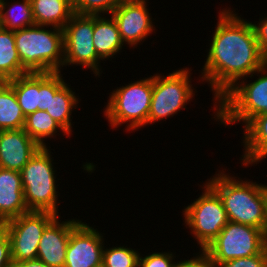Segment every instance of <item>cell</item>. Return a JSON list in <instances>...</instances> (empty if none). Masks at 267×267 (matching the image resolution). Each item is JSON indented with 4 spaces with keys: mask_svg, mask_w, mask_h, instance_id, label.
Instances as JSON below:
<instances>
[{
    "mask_svg": "<svg viewBox=\"0 0 267 267\" xmlns=\"http://www.w3.org/2000/svg\"><path fill=\"white\" fill-rule=\"evenodd\" d=\"M27 74L23 69L15 45L14 31L0 30V77L10 80Z\"/></svg>",
    "mask_w": 267,
    "mask_h": 267,
    "instance_id": "23",
    "label": "cell"
},
{
    "mask_svg": "<svg viewBox=\"0 0 267 267\" xmlns=\"http://www.w3.org/2000/svg\"><path fill=\"white\" fill-rule=\"evenodd\" d=\"M255 76L258 78L249 82L247 77L241 79L216 102L213 118L225 128L241 121L244 126L252 118L267 114V62L248 77Z\"/></svg>",
    "mask_w": 267,
    "mask_h": 267,
    "instance_id": "4",
    "label": "cell"
},
{
    "mask_svg": "<svg viewBox=\"0 0 267 267\" xmlns=\"http://www.w3.org/2000/svg\"><path fill=\"white\" fill-rule=\"evenodd\" d=\"M175 253L169 252H152L148 255H139L138 267H173L175 264ZM175 257V258H174Z\"/></svg>",
    "mask_w": 267,
    "mask_h": 267,
    "instance_id": "29",
    "label": "cell"
},
{
    "mask_svg": "<svg viewBox=\"0 0 267 267\" xmlns=\"http://www.w3.org/2000/svg\"><path fill=\"white\" fill-rule=\"evenodd\" d=\"M68 1L73 7H75L81 0H68Z\"/></svg>",
    "mask_w": 267,
    "mask_h": 267,
    "instance_id": "35",
    "label": "cell"
},
{
    "mask_svg": "<svg viewBox=\"0 0 267 267\" xmlns=\"http://www.w3.org/2000/svg\"><path fill=\"white\" fill-rule=\"evenodd\" d=\"M267 247V234L256 227L228 222L203 250L213 267L225 261L260 254Z\"/></svg>",
    "mask_w": 267,
    "mask_h": 267,
    "instance_id": "8",
    "label": "cell"
},
{
    "mask_svg": "<svg viewBox=\"0 0 267 267\" xmlns=\"http://www.w3.org/2000/svg\"><path fill=\"white\" fill-rule=\"evenodd\" d=\"M70 87L71 85L65 82L55 94H50L49 107L46 112L71 138L73 135L71 114L75 108H78L81 99Z\"/></svg>",
    "mask_w": 267,
    "mask_h": 267,
    "instance_id": "19",
    "label": "cell"
},
{
    "mask_svg": "<svg viewBox=\"0 0 267 267\" xmlns=\"http://www.w3.org/2000/svg\"><path fill=\"white\" fill-rule=\"evenodd\" d=\"M122 0H81L74 13L82 15H110Z\"/></svg>",
    "mask_w": 267,
    "mask_h": 267,
    "instance_id": "28",
    "label": "cell"
},
{
    "mask_svg": "<svg viewBox=\"0 0 267 267\" xmlns=\"http://www.w3.org/2000/svg\"><path fill=\"white\" fill-rule=\"evenodd\" d=\"M62 76L61 72L39 73L40 110H47L50 94H55L66 82Z\"/></svg>",
    "mask_w": 267,
    "mask_h": 267,
    "instance_id": "27",
    "label": "cell"
},
{
    "mask_svg": "<svg viewBox=\"0 0 267 267\" xmlns=\"http://www.w3.org/2000/svg\"><path fill=\"white\" fill-rule=\"evenodd\" d=\"M148 1H122L111 13L115 19L121 41L126 46L136 48L144 40L156 34L152 15L147 8Z\"/></svg>",
    "mask_w": 267,
    "mask_h": 267,
    "instance_id": "12",
    "label": "cell"
},
{
    "mask_svg": "<svg viewBox=\"0 0 267 267\" xmlns=\"http://www.w3.org/2000/svg\"><path fill=\"white\" fill-rule=\"evenodd\" d=\"M3 82H4V80L0 77V84L3 83Z\"/></svg>",
    "mask_w": 267,
    "mask_h": 267,
    "instance_id": "38",
    "label": "cell"
},
{
    "mask_svg": "<svg viewBox=\"0 0 267 267\" xmlns=\"http://www.w3.org/2000/svg\"><path fill=\"white\" fill-rule=\"evenodd\" d=\"M141 253L135 248L127 246L104 247L102 266L103 267H138L139 255Z\"/></svg>",
    "mask_w": 267,
    "mask_h": 267,
    "instance_id": "26",
    "label": "cell"
},
{
    "mask_svg": "<svg viewBox=\"0 0 267 267\" xmlns=\"http://www.w3.org/2000/svg\"><path fill=\"white\" fill-rule=\"evenodd\" d=\"M258 23H252L260 51L267 57V16H261Z\"/></svg>",
    "mask_w": 267,
    "mask_h": 267,
    "instance_id": "31",
    "label": "cell"
},
{
    "mask_svg": "<svg viewBox=\"0 0 267 267\" xmlns=\"http://www.w3.org/2000/svg\"><path fill=\"white\" fill-rule=\"evenodd\" d=\"M27 212L21 173L0 168V225Z\"/></svg>",
    "mask_w": 267,
    "mask_h": 267,
    "instance_id": "16",
    "label": "cell"
},
{
    "mask_svg": "<svg viewBox=\"0 0 267 267\" xmlns=\"http://www.w3.org/2000/svg\"><path fill=\"white\" fill-rule=\"evenodd\" d=\"M93 45L97 56L106 61L124 49L119 29L112 15H94Z\"/></svg>",
    "mask_w": 267,
    "mask_h": 267,
    "instance_id": "18",
    "label": "cell"
},
{
    "mask_svg": "<svg viewBox=\"0 0 267 267\" xmlns=\"http://www.w3.org/2000/svg\"><path fill=\"white\" fill-rule=\"evenodd\" d=\"M14 37L19 59L27 73L62 71L64 64L63 29L34 25L14 31Z\"/></svg>",
    "mask_w": 267,
    "mask_h": 267,
    "instance_id": "3",
    "label": "cell"
},
{
    "mask_svg": "<svg viewBox=\"0 0 267 267\" xmlns=\"http://www.w3.org/2000/svg\"><path fill=\"white\" fill-rule=\"evenodd\" d=\"M50 148V146L40 147L20 173L24 201L28 210L50 212L59 216L58 204L60 202H57L60 201L58 200L60 193L57 191L59 184H57L55 175L57 170L54 168V157L51 155Z\"/></svg>",
    "mask_w": 267,
    "mask_h": 267,
    "instance_id": "5",
    "label": "cell"
},
{
    "mask_svg": "<svg viewBox=\"0 0 267 267\" xmlns=\"http://www.w3.org/2000/svg\"><path fill=\"white\" fill-rule=\"evenodd\" d=\"M3 28V25H2V17H1V12H0V30Z\"/></svg>",
    "mask_w": 267,
    "mask_h": 267,
    "instance_id": "36",
    "label": "cell"
},
{
    "mask_svg": "<svg viewBox=\"0 0 267 267\" xmlns=\"http://www.w3.org/2000/svg\"><path fill=\"white\" fill-rule=\"evenodd\" d=\"M79 219L61 222L57 216L45 229L39 241L37 259L49 267H64L70 233Z\"/></svg>",
    "mask_w": 267,
    "mask_h": 267,
    "instance_id": "14",
    "label": "cell"
},
{
    "mask_svg": "<svg viewBox=\"0 0 267 267\" xmlns=\"http://www.w3.org/2000/svg\"><path fill=\"white\" fill-rule=\"evenodd\" d=\"M12 265L10 239L0 226V267H12Z\"/></svg>",
    "mask_w": 267,
    "mask_h": 267,
    "instance_id": "32",
    "label": "cell"
},
{
    "mask_svg": "<svg viewBox=\"0 0 267 267\" xmlns=\"http://www.w3.org/2000/svg\"><path fill=\"white\" fill-rule=\"evenodd\" d=\"M122 1H149V0H122Z\"/></svg>",
    "mask_w": 267,
    "mask_h": 267,
    "instance_id": "37",
    "label": "cell"
},
{
    "mask_svg": "<svg viewBox=\"0 0 267 267\" xmlns=\"http://www.w3.org/2000/svg\"><path fill=\"white\" fill-rule=\"evenodd\" d=\"M222 10V11H221ZM204 66L202 83H208L216 102L238 81L259 70L267 57L260 51L252 22L241 18L235 9H220Z\"/></svg>",
    "mask_w": 267,
    "mask_h": 267,
    "instance_id": "1",
    "label": "cell"
},
{
    "mask_svg": "<svg viewBox=\"0 0 267 267\" xmlns=\"http://www.w3.org/2000/svg\"><path fill=\"white\" fill-rule=\"evenodd\" d=\"M25 115L18 104L14 89L7 82L0 84V131L22 129Z\"/></svg>",
    "mask_w": 267,
    "mask_h": 267,
    "instance_id": "24",
    "label": "cell"
},
{
    "mask_svg": "<svg viewBox=\"0 0 267 267\" xmlns=\"http://www.w3.org/2000/svg\"><path fill=\"white\" fill-rule=\"evenodd\" d=\"M241 162L244 167L261 163L267 157V114L258 115L244 125Z\"/></svg>",
    "mask_w": 267,
    "mask_h": 267,
    "instance_id": "17",
    "label": "cell"
},
{
    "mask_svg": "<svg viewBox=\"0 0 267 267\" xmlns=\"http://www.w3.org/2000/svg\"><path fill=\"white\" fill-rule=\"evenodd\" d=\"M203 187V188H202ZM202 194L183 209L184 225L204 250L229 222L219 195L204 182Z\"/></svg>",
    "mask_w": 267,
    "mask_h": 267,
    "instance_id": "9",
    "label": "cell"
},
{
    "mask_svg": "<svg viewBox=\"0 0 267 267\" xmlns=\"http://www.w3.org/2000/svg\"><path fill=\"white\" fill-rule=\"evenodd\" d=\"M23 130L40 146L49 147L47 138H56L58 132L70 137L51 116L43 110H37L25 117ZM61 130V131H60Z\"/></svg>",
    "mask_w": 267,
    "mask_h": 267,
    "instance_id": "22",
    "label": "cell"
},
{
    "mask_svg": "<svg viewBox=\"0 0 267 267\" xmlns=\"http://www.w3.org/2000/svg\"><path fill=\"white\" fill-rule=\"evenodd\" d=\"M14 89L19 106L25 117L40 110L39 73H27L7 80Z\"/></svg>",
    "mask_w": 267,
    "mask_h": 267,
    "instance_id": "21",
    "label": "cell"
},
{
    "mask_svg": "<svg viewBox=\"0 0 267 267\" xmlns=\"http://www.w3.org/2000/svg\"><path fill=\"white\" fill-rule=\"evenodd\" d=\"M152 92V75L112 90L103 110L111 129L124 123L127 124V132L148 126Z\"/></svg>",
    "mask_w": 267,
    "mask_h": 267,
    "instance_id": "6",
    "label": "cell"
},
{
    "mask_svg": "<svg viewBox=\"0 0 267 267\" xmlns=\"http://www.w3.org/2000/svg\"><path fill=\"white\" fill-rule=\"evenodd\" d=\"M101 233L80 220L70 233L64 267H99L105 246Z\"/></svg>",
    "mask_w": 267,
    "mask_h": 267,
    "instance_id": "13",
    "label": "cell"
},
{
    "mask_svg": "<svg viewBox=\"0 0 267 267\" xmlns=\"http://www.w3.org/2000/svg\"><path fill=\"white\" fill-rule=\"evenodd\" d=\"M188 67L176 69L164 76L153 74V92L148 115V125L180 113L195 96ZM178 112V113H177Z\"/></svg>",
    "mask_w": 267,
    "mask_h": 267,
    "instance_id": "7",
    "label": "cell"
},
{
    "mask_svg": "<svg viewBox=\"0 0 267 267\" xmlns=\"http://www.w3.org/2000/svg\"><path fill=\"white\" fill-rule=\"evenodd\" d=\"M215 175V176H214ZM206 183L219 195L230 222L250 225L267 234V193L264 184L219 170ZM231 175V176H230Z\"/></svg>",
    "mask_w": 267,
    "mask_h": 267,
    "instance_id": "2",
    "label": "cell"
},
{
    "mask_svg": "<svg viewBox=\"0 0 267 267\" xmlns=\"http://www.w3.org/2000/svg\"><path fill=\"white\" fill-rule=\"evenodd\" d=\"M94 15L74 13L63 28L64 66L76 65L90 69L95 77H100L101 59L93 45Z\"/></svg>",
    "mask_w": 267,
    "mask_h": 267,
    "instance_id": "10",
    "label": "cell"
},
{
    "mask_svg": "<svg viewBox=\"0 0 267 267\" xmlns=\"http://www.w3.org/2000/svg\"><path fill=\"white\" fill-rule=\"evenodd\" d=\"M173 267H213L208 259L206 253L203 250H199V254L197 253L195 257L188 258L184 261H176Z\"/></svg>",
    "mask_w": 267,
    "mask_h": 267,
    "instance_id": "33",
    "label": "cell"
},
{
    "mask_svg": "<svg viewBox=\"0 0 267 267\" xmlns=\"http://www.w3.org/2000/svg\"><path fill=\"white\" fill-rule=\"evenodd\" d=\"M0 12L3 28L16 31L35 25L31 0L14 1L0 0Z\"/></svg>",
    "mask_w": 267,
    "mask_h": 267,
    "instance_id": "25",
    "label": "cell"
},
{
    "mask_svg": "<svg viewBox=\"0 0 267 267\" xmlns=\"http://www.w3.org/2000/svg\"><path fill=\"white\" fill-rule=\"evenodd\" d=\"M35 25L63 29L74 14L68 0H31Z\"/></svg>",
    "mask_w": 267,
    "mask_h": 267,
    "instance_id": "20",
    "label": "cell"
},
{
    "mask_svg": "<svg viewBox=\"0 0 267 267\" xmlns=\"http://www.w3.org/2000/svg\"><path fill=\"white\" fill-rule=\"evenodd\" d=\"M56 217L50 212L29 211L0 225L10 239L12 263L37 259L44 229Z\"/></svg>",
    "mask_w": 267,
    "mask_h": 267,
    "instance_id": "11",
    "label": "cell"
},
{
    "mask_svg": "<svg viewBox=\"0 0 267 267\" xmlns=\"http://www.w3.org/2000/svg\"><path fill=\"white\" fill-rule=\"evenodd\" d=\"M218 267H267V247L260 254L228 260Z\"/></svg>",
    "mask_w": 267,
    "mask_h": 267,
    "instance_id": "30",
    "label": "cell"
},
{
    "mask_svg": "<svg viewBox=\"0 0 267 267\" xmlns=\"http://www.w3.org/2000/svg\"><path fill=\"white\" fill-rule=\"evenodd\" d=\"M12 267H49L39 259L22 261L19 263H13Z\"/></svg>",
    "mask_w": 267,
    "mask_h": 267,
    "instance_id": "34",
    "label": "cell"
},
{
    "mask_svg": "<svg viewBox=\"0 0 267 267\" xmlns=\"http://www.w3.org/2000/svg\"><path fill=\"white\" fill-rule=\"evenodd\" d=\"M40 146L22 129L0 131V168L21 171Z\"/></svg>",
    "mask_w": 267,
    "mask_h": 267,
    "instance_id": "15",
    "label": "cell"
}]
</instances>
